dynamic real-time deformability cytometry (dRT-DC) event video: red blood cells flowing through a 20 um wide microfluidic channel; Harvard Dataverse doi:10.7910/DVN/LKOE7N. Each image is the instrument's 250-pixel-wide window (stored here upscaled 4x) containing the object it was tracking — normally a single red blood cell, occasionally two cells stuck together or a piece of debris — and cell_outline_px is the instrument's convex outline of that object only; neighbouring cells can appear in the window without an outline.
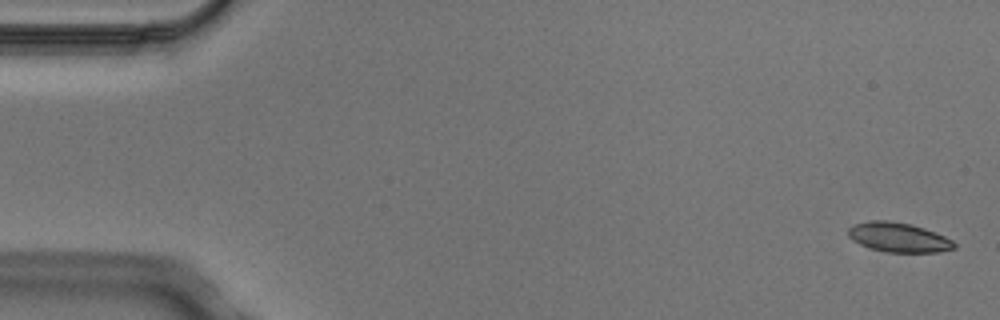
{"species": "Egyptian fruit bat (a non-hibernating species)", "species_latin": "Rousettus aegyptiacus", "temperature_condition": "cold", "stored_images_in_passage": 5, "camera_frame_rate_fps": 3000, "um_per_image_px": 0.085, "animal": {"sex": "male"}, "frame": {"image": 1, "passage_image": 5, "time_ms": 1.333, "image_size_px": [1000, 320], "cell_outline_px": [[956, 248], [940, 252], [888, 252], [868, 248], [852, 240], [848, 236], [848, 228], [852, 224], [872, 220], [884, 220], [912, 224], [924, 228], [944, 236], [952, 240], [956, 244]], "centroid_in_image_um": [76.35, 20.17], "position_along_channel_um": 8.6, "area_um2": 18.32}}